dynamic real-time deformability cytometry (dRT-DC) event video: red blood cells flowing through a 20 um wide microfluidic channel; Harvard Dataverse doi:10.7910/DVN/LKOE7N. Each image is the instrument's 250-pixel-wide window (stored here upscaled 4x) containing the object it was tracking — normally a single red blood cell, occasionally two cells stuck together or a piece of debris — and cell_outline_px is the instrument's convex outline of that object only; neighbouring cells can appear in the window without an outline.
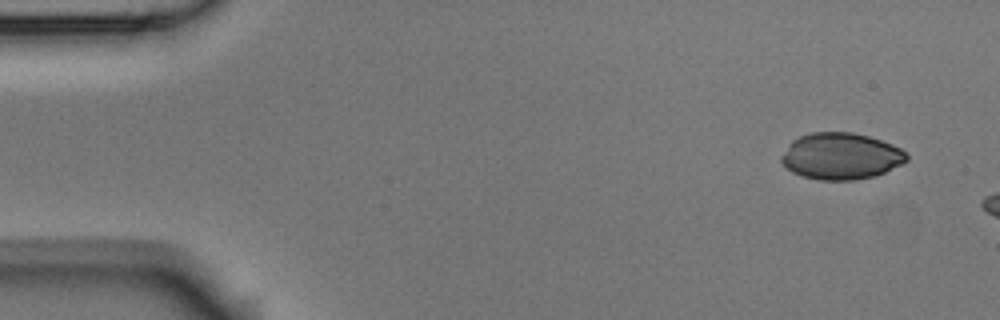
{"species": "Egyptian fruit bat (a non-hibernating species)", "species_latin": "Rousettus aegyptiacus", "temperature_condition": "room temperature", "stored_images_in_passage": 6, "camera_frame_rate_fps": 3000, "um_per_image_px": 0.085, "animal": {"sex": "male"}, "frame": {"image": 1, "passage_image": 1, "time_ms": 0.0, "image_size_px": [1000, 320], "cell_outline_px": [[908, 160], [884, 172], [872, 176], [852, 180], [820, 180], [804, 176], [792, 172], [780, 160], [780, 156], [788, 144], [792, 140], [800, 136], [812, 132], [852, 132], [868, 136], [892, 144], [900, 148], [908, 156]], "centroid_in_image_um": [71.44, 13.26], "position_along_channel_um": 13.6, "area_um2": 33.76}}